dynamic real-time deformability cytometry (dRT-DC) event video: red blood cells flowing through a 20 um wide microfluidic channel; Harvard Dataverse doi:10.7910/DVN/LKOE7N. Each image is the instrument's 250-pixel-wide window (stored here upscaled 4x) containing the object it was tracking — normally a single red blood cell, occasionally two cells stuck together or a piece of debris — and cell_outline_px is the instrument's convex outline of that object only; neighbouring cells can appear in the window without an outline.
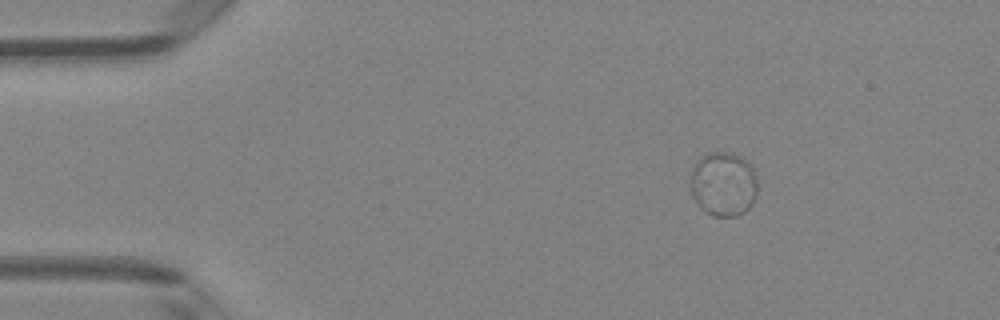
{"species": "Egyptian fruit bat (a non-hibernating species)", "species_latin": "Rousettus aegyptiacus", "temperature_condition": "room temperature", "stored_images_in_passage": 4, "camera_frame_rate_fps": 3000, "um_per_image_px": 0.085, "animal": {"sex": "female"}, "frame": {"image": 1, "passage_image": 1, "time_ms": 0.0, "image_size_px": [1000, 320], "cell_outline_px": [[756, 196], [752, 204], [744, 212], [736, 216], [712, 216], [696, 204], [692, 196], [688, 184], [692, 168], [696, 160], [700, 156], [708, 152], [732, 152], [752, 164], [756, 180]], "centroid_in_image_um": [61.44, 15.63], "position_along_channel_um": 23.6, "area_um2": 25.72}}